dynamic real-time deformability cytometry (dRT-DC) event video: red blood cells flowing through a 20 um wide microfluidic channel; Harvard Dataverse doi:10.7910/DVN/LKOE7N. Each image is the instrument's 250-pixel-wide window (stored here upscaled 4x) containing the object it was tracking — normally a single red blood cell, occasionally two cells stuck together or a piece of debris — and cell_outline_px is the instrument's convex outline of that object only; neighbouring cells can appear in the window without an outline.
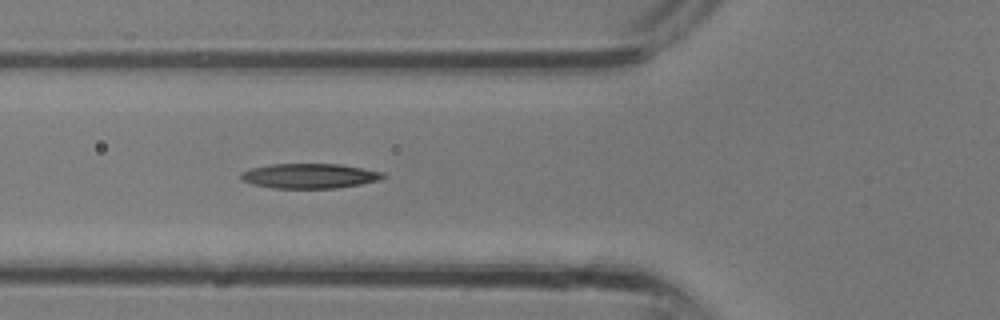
{"species": "common noctule bat (a hibernating species)", "species_latin": "Nyctalus noctula", "temperature_condition": "room temperature", "stored_images_in_passage": 10, "camera_frame_rate_fps": 3000, "um_per_image_px": 0.085, "animal": {"sex": "male", "body_mass_g": 13.3}, "frame": {"image": 1, "passage_image": 10, "time_ms": 3.0, "image_size_px": [1000, 320], "cell_outline_px": [[388, 176], [380, 180], [360, 184], [336, 188], [272, 188], [252, 184], [240, 180], [240, 172], [248, 168], [272, 164], [340, 164], [364, 168], [384, 172]], "centroid_in_image_um": [26.3, 14.95], "position_along_channel_um": 99.5, "area_um2": 20.87}}